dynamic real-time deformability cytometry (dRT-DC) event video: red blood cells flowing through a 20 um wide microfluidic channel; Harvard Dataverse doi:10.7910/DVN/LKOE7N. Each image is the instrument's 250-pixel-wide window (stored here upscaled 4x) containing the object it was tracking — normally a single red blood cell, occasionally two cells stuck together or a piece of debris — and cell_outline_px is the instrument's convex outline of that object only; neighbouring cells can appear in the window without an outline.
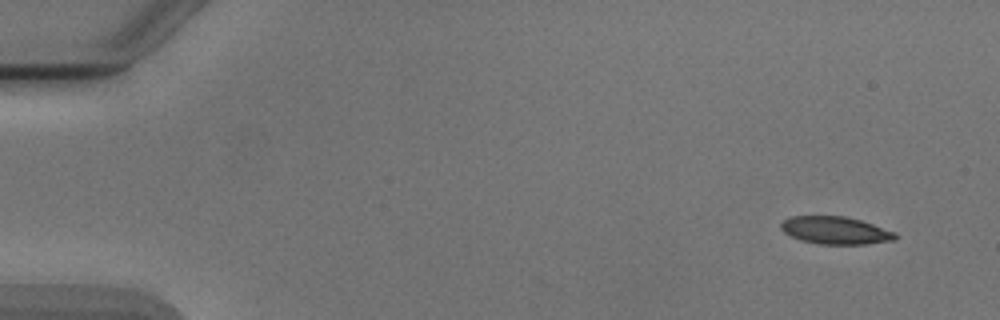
{"species": "Egyptian fruit bat (a non-hibernating species)", "species_latin": "Rousettus aegyptiacus", "temperature_condition": "cold", "stored_images_in_passage": 50, "camera_frame_rate_fps": 3000, "um_per_image_px": 0.085, "animal": {"sex": "male"}, "frame": {"image": 1, "passage_image": 1, "time_ms": 0.0, "image_size_px": [1000, 320], "cell_outline_px": [[896, 240], [868, 244], [820, 244], [800, 240], [784, 232], [780, 228], [780, 224], [784, 220], [792, 216], [844, 216], [860, 220], [896, 232]], "centroid_in_image_um": [71.02, 19.59], "position_along_channel_um": 14.0, "area_um2": 18.32}}
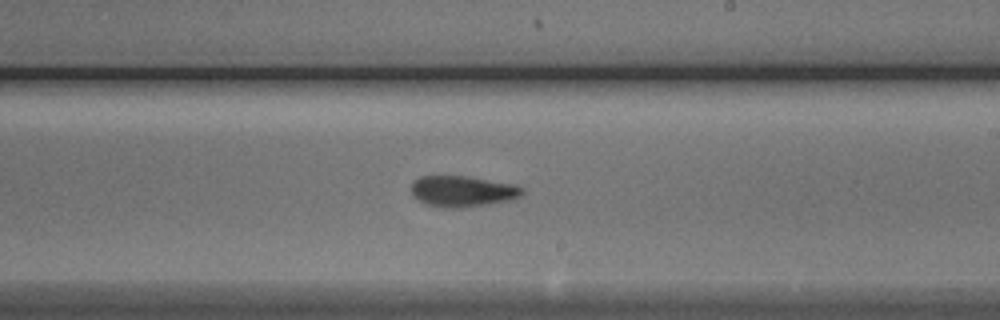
{"frame": {"image": 2, "passage_image": 29, "time_ms": 9.333, "image_size_px": [1000, 320], "cell_outline_px": [[524, 192], [520, 196], [508, 200], [488, 204], [460, 208], [444, 208], [424, 204], [412, 196], [412, 180], [420, 176], [464, 176], [512, 184], [524, 188]], "centroid_in_image_um": [39.25, 16.27], "position_along_channel_um": 249.7, "area_um2": 20.0}}
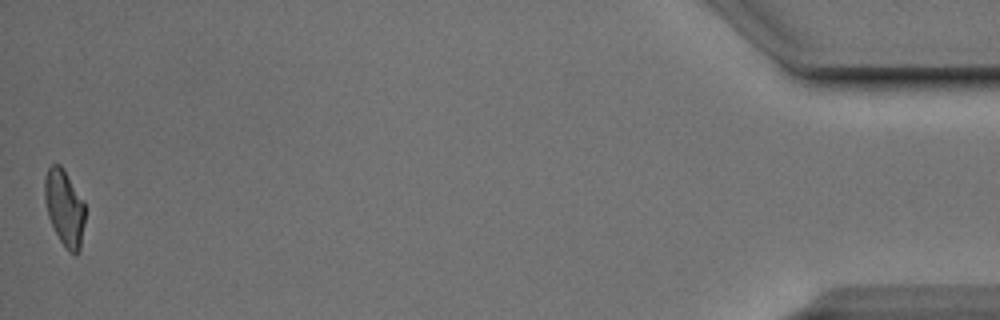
{"frame": {"image": 3, "passage_image": 50, "time_ms": 16.333, "image_size_px": [1000, 320], "cell_outline_px": [[84, 220], [80, 248], [76, 256], [68, 252], [60, 240], [48, 216], [44, 200], [44, 176], [48, 168], [52, 164], [60, 164], [64, 168], [84, 200]], "centroid_in_image_um": [5.47, 17.62], "position_along_channel_um": 429.7, "area_um2": 18.09}, "authors_computed_cell_mechanics": {"area_um2": 19.1607, "velocity_mm_per_s": 3.8862, "shape_relaxation_time_tau1_ms": 3.6538, "shape_relaxation_time_tau2_ms": 2.2442, "deformation_change_tau1": 0.1413, "deformation_change_tau2": 0.0881}}